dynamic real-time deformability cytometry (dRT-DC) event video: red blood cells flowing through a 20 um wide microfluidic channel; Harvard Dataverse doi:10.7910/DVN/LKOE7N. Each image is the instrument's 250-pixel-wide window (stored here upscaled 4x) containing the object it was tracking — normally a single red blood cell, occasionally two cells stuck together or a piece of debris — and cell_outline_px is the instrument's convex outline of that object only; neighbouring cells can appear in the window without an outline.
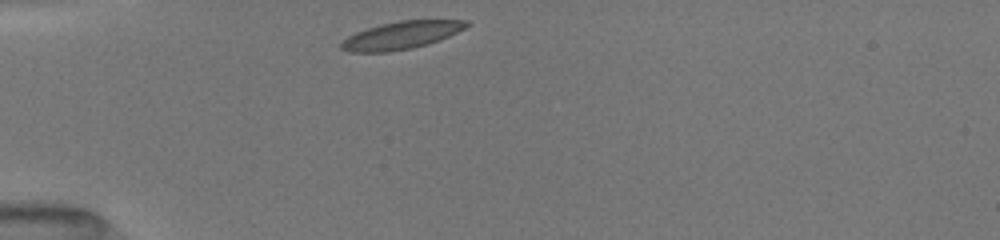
{"species": "common noctule bat (a hibernating species)", "species_latin": "Nyctalus noctula", "temperature_condition": "room temperature", "stored_images_in_passage": 37, "camera_frame_rate_fps": 3000, "um_per_image_px": 0.085, "animal": {"sex": "female", "body_mass_g": 19.5, "forearm_length_mm": 54.1}, "frame": {"image": 1, "passage_image": 1, "time_ms": 0.0, "image_size_px": [1000, 240], "cell_outline_px": [[472, 24], [440, 40], [428, 44], [412, 48], [388, 52], [348, 52], [340, 48], [340, 44], [348, 36], [356, 32], [380, 24], [400, 20], [468, 20]], "centroid_in_image_um": [34.11, 3.0], "position_along_channel_um": 50.9, "area_um2": 20.17}}
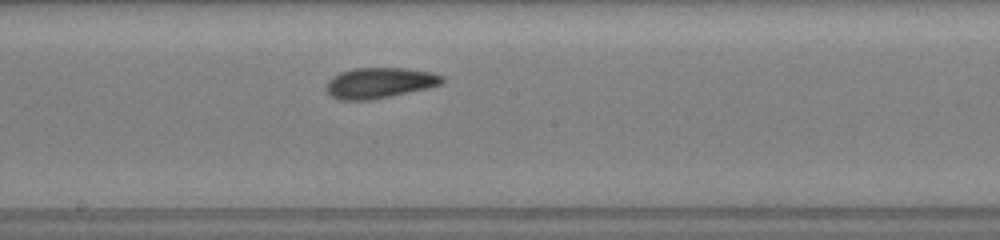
{"frame": {"image": 2, "passage_image": 15, "time_ms": 4.667, "image_size_px": [1000, 240], "cell_outline_px": [[444, 84], [372, 100], [340, 100], [332, 96], [324, 88], [328, 80], [332, 76], [340, 72], [352, 68], [404, 68], [432, 72], [444, 76]], "centroid_in_image_um": [32.25, 7.04], "position_along_channel_um": 216.0, "area_um2": 20.81}}
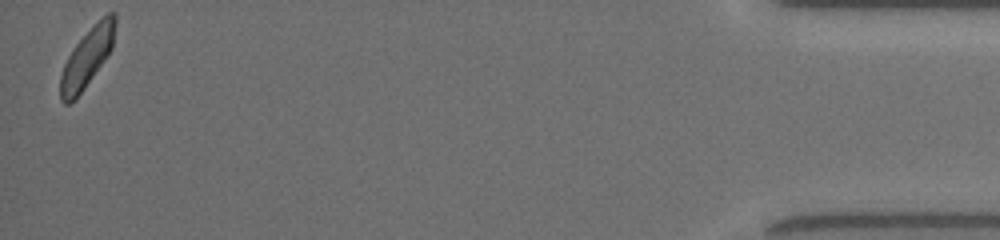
{"frame": {"image": 3, "passage_image": 37, "time_ms": 12.0, "image_size_px": [1000, 240], "cell_outline_px": [[116, 24], [112, 48], [104, 60], [76, 100], [68, 104], [64, 104], [60, 100], [60, 76], [64, 64], [68, 56], [76, 44], [108, 12], [116, 12]], "centroid_in_image_um": [7.39, 4.96], "position_along_channel_um": 427.8, "area_um2": 18.38}, "authors_computed_cell_mechanics": {"area_um2": 19.9988, "velocity_mm_per_s": 3.9887, "shape_relaxation_time_tau1_ms": 3.8005, "shape_relaxation_time_tau2_ms": 1.9646, "deformation_change_tau1": 0.135, "deformation_change_tau2": 0.0877}}